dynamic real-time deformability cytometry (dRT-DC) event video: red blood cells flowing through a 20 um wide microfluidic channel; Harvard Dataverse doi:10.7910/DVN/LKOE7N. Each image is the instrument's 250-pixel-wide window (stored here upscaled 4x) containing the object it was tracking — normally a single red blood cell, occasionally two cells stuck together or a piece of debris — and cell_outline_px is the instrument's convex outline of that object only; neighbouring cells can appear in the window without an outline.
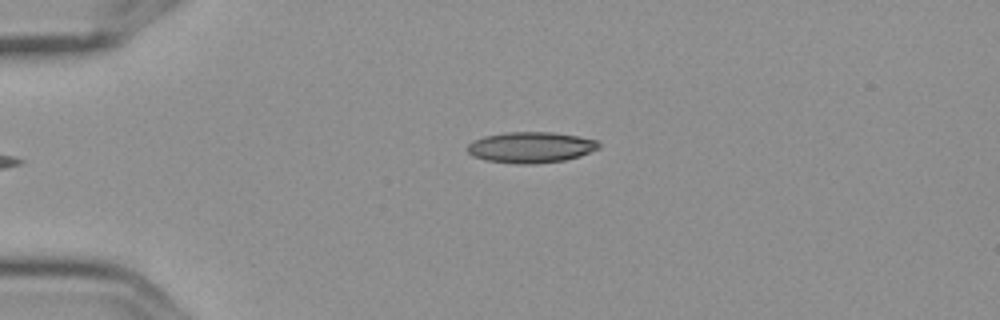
{"species": "Egyptian fruit bat (a non-hibernating species)", "species_latin": "Rousettus aegyptiacus", "temperature_condition": "cold", "stored_images_in_passage": 5, "camera_frame_rate_fps": 3000, "um_per_image_px": 0.085, "frame": {"image": 1, "passage_image": 5, "time_ms": 1.333, "image_size_px": [1000, 320], "cell_outline_px": [[600, 148], [580, 156], [564, 160], [532, 164], [516, 164], [484, 160], [472, 156], [464, 148], [472, 140], [484, 136], [508, 132], [552, 132], [576, 136], [596, 140], [600, 144]], "centroid_in_image_um": [45.07, 12.53], "position_along_channel_um": 39.9, "area_um2": 23.81}}